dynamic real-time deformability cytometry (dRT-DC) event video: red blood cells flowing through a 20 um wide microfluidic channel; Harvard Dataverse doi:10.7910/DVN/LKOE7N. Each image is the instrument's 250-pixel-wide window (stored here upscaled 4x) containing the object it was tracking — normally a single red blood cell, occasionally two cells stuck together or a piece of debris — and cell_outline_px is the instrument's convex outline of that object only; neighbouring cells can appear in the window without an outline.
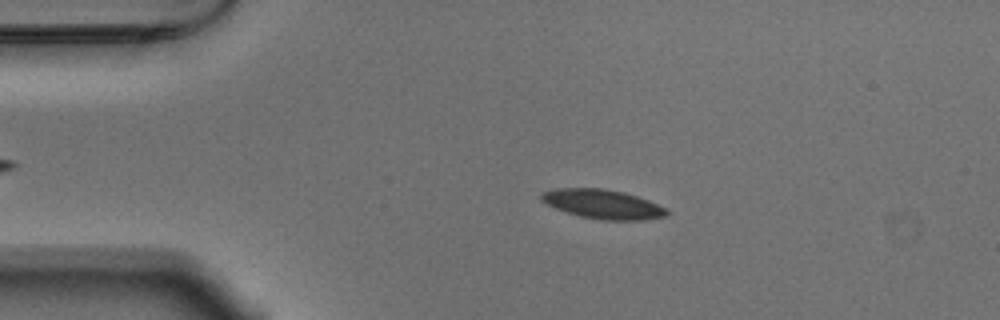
{"species": "Egyptian fruit bat (a non-hibernating species)", "species_latin": "Rousettus aegyptiacus", "temperature_condition": "warm", "stored_images_in_passage": 38, "camera_frame_rate_fps": 3000, "um_per_image_px": 0.085, "animal": {"sex": "male"}, "frame": {"image": 1, "passage_image": 6, "time_ms": 1.667, "image_size_px": [1000, 320], "cell_outline_px": [[672, 212], [668, 216], [644, 220], [600, 220], [580, 216], [556, 208], [540, 200], [540, 192], [556, 188], [604, 188], [624, 192], [648, 200]], "centroid_in_image_um": [51.25, 17.35], "position_along_channel_um": 33.8, "area_um2": 21.44}}
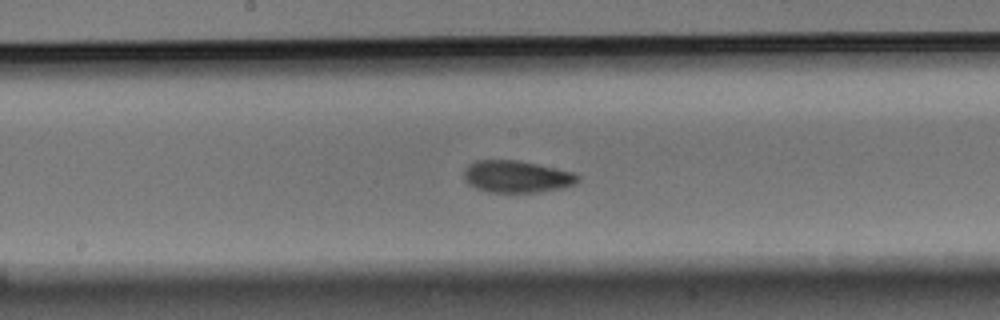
{"frame": {"image": 2, "passage_image": 23, "time_ms": 7.333, "image_size_px": [1000, 320], "cell_outline_px": [[580, 180], [576, 184], [560, 188], [536, 192], [488, 192], [476, 188], [468, 184], [464, 180], [464, 168], [468, 164], [476, 160], [516, 160], [556, 168], [572, 172], [580, 176]], "centroid_in_image_um": [43.89, 15.01], "position_along_channel_um": 204.3, "area_um2": 21.27}}
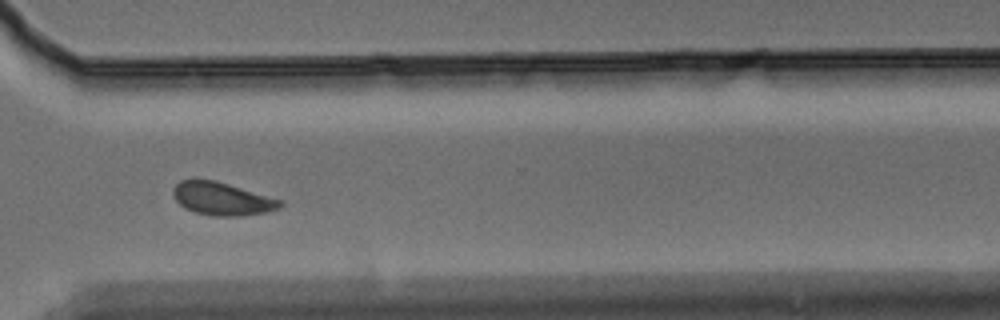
{"frame": {"image": 3, "passage_image": 35, "time_ms": 11.333, "image_size_px": [1000, 320], "cell_outline_px": [[284, 204], [280, 208], [268, 212], [240, 216], [216, 216], [196, 212], [180, 204], [176, 200], [172, 192], [172, 188], [180, 180], [196, 176], [216, 180], [284, 200]], "centroid_in_image_um": [18.89, 16.85], "position_along_channel_um": 351.7, "area_um2": 21.1}, "authors_computed_cell_mechanics": {"area_um2": 21.2126, "velocity_mm_per_s": 3.6895, "shape_relaxation_time_tau1_ms": 2.723, "shape_relaxation_time_tau2_ms": 3.2711, "deformation_change_tau1": 0.1018, "deformation_change_tau2": 0.0769}}